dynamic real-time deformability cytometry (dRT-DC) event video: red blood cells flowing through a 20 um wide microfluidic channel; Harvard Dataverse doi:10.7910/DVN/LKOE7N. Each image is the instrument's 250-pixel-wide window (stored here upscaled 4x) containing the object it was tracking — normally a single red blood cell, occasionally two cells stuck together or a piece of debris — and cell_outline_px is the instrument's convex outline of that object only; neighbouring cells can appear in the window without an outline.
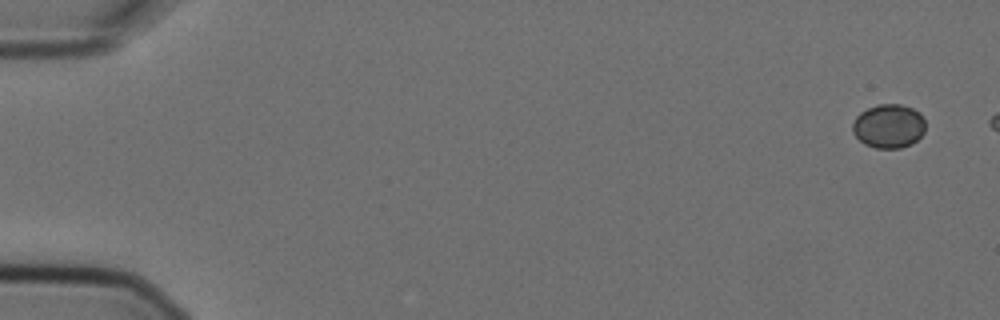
{"species": "Egyptian fruit bat (a non-hibernating species)", "species_latin": "Rousettus aegyptiacus", "temperature_condition": "cold", "stored_images_in_passage": 3, "camera_frame_rate_fps": 3000, "um_per_image_px": 0.085, "animal": {"sex": "female"}, "frame": {"image": 1, "passage_image": 1, "time_ms": 0.0, "image_size_px": [1000, 320], "cell_outline_px": [[924, 132], [912, 144], [900, 148], [876, 148], [864, 144], [852, 132], [852, 124], [856, 116], [860, 112], [876, 104], [900, 104], [912, 108], [920, 112], [924, 120]], "centroid_in_image_um": [75.52, 10.71], "position_along_channel_um": 9.5, "area_um2": 18.73}}